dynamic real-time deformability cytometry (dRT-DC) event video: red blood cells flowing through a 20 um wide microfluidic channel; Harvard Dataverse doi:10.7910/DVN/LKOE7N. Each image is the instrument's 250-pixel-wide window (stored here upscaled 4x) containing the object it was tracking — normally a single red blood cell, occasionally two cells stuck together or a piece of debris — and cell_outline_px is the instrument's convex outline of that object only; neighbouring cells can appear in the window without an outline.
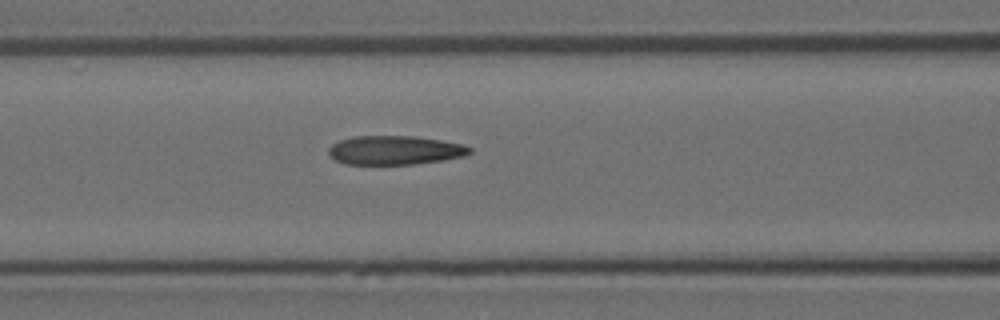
{"species": "Egyptian fruit bat (a non-hibernating species)", "species_latin": "Rousettus aegyptiacus", "temperature_condition": "room temperature", "stored_images_in_passage": 5, "camera_frame_rate_fps": 3000, "um_per_image_px": 0.085, "animal": {"sex": "female"}, "frame": {"image": 1, "passage_image": 5, "time_ms": 1.333, "image_size_px": [1000, 320], "cell_outline_px": [[472, 152], [464, 156], [440, 160], [412, 164], [344, 164], [336, 160], [328, 152], [328, 148], [332, 144], [340, 140], [352, 136], [416, 136], [464, 144], [472, 148]], "centroid_in_image_um": [33.56, 12.76], "position_along_channel_um": 133.0, "area_um2": 23.76}}